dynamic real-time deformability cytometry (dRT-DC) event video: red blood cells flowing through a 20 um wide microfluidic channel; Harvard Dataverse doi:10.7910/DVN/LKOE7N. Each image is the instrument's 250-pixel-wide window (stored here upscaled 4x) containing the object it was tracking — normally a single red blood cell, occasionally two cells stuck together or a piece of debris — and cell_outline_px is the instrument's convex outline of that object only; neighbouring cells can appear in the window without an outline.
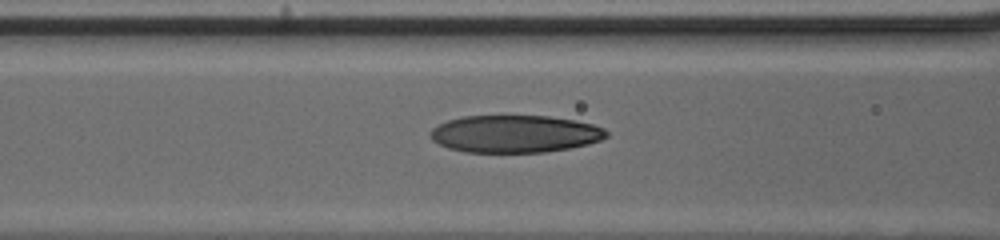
{"species": "human", "species_latin": "Homo sapiens", "temperature_condition": "cold", "stored_images_in_passage": 7, "camera_frame_rate_fps": 3000, "um_per_image_px": 0.085, "donor": {"sex": "male"}, "frame": {"image": 1, "passage_image": 5, "time_ms": 1.333, "image_size_px": [1000, 240], "cell_outline_px": [[608, 136], [600, 140], [588, 144], [568, 148], [544, 152], [464, 152], [448, 148], [432, 140], [428, 132], [432, 128], [448, 120], [464, 116], [548, 116], [576, 120], [592, 124], [604, 128], [608, 132]], "centroid_in_image_um": [43.76, 11.38], "position_along_channel_um": 122.8, "area_um2": 38.38}}